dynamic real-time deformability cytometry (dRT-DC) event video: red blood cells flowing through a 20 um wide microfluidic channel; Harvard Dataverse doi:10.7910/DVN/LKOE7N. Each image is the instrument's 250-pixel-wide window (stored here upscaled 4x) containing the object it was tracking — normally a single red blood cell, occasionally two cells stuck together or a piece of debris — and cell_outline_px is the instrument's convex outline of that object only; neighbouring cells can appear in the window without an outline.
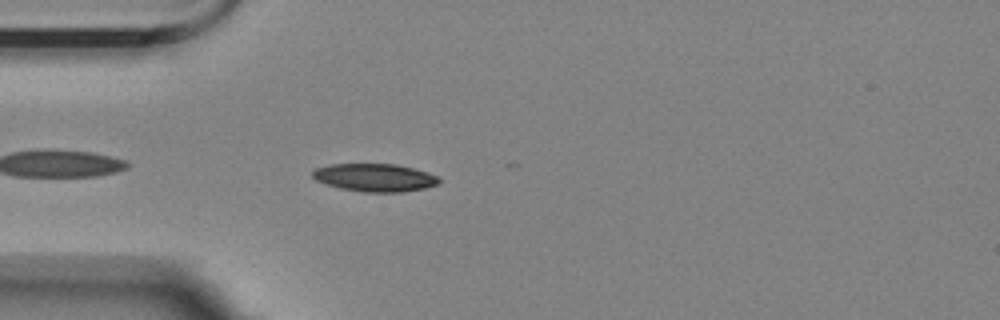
{"species": "Egyptian fruit bat (a non-hibernating species)", "species_latin": "Rousettus aegyptiacus", "temperature_condition": "room temperature", "stored_images_in_passage": 3, "camera_frame_rate_fps": 3000, "um_per_image_px": 0.085, "animal": {"sex": "female"}, "frame": {"image": 1, "passage_image": 3, "time_ms": 0.667, "image_size_px": [1000, 320], "cell_outline_px": [[440, 184], [424, 188], [404, 192], [364, 192], [340, 188], [316, 180], [312, 176], [312, 172], [316, 168], [328, 164], [396, 164], [412, 168], [436, 176], [440, 180]], "centroid_in_image_um": [31.84, 15.09], "position_along_channel_um": 53.2, "area_um2": 20.4}}